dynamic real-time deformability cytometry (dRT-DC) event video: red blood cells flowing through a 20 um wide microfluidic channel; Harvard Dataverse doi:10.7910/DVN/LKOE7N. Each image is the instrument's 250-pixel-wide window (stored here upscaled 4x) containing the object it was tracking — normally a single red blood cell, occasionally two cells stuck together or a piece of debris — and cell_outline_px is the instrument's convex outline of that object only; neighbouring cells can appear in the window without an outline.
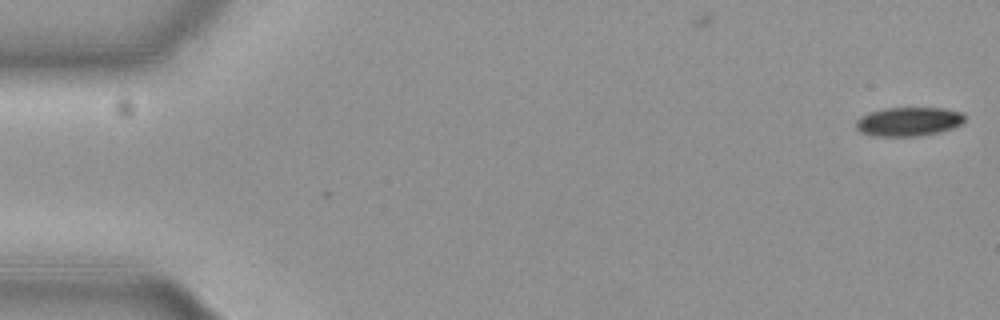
{"species": "common noctule bat (a hibernating species)", "species_latin": "Nyctalus noctula", "temperature_condition": "cold", "stored_images_in_passage": 2, "camera_frame_rate_fps": 3000, "um_per_image_px": 0.085, "animal": {"sex": "female", "body_mass_g": 19.3, "forearm_length_mm": 54.1}, "frame": {"image": 1, "passage_image": 2, "time_ms": 0.333, "image_size_px": [1000, 320], "cell_outline_px": [[964, 120], [960, 124], [952, 128], [940, 132], [920, 136], [872, 136], [860, 132], [856, 128], [856, 120], [860, 116], [868, 112], [884, 108], [944, 108], [960, 112], [964, 116]], "centroid_in_image_um": [77.18, 10.34], "position_along_channel_um": 7.8, "area_um2": 18.44}}